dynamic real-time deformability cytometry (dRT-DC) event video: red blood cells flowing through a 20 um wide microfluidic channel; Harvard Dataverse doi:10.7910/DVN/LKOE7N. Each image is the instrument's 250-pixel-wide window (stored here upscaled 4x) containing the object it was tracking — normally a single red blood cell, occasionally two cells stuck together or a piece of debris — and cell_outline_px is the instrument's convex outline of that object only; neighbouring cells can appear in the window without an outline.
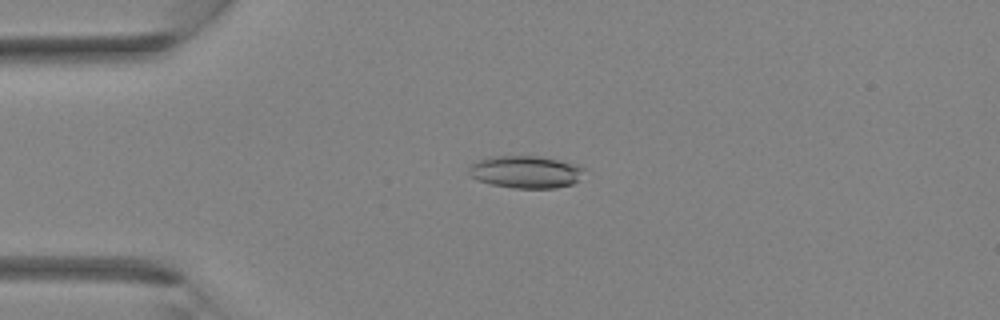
{"species": "Egyptian fruit bat (a non-hibernating species)", "species_latin": "Rousettus aegyptiacus", "temperature_condition": "room temperature", "stored_images_in_passage": 35, "camera_frame_rate_fps": 3000, "um_per_image_px": 0.085, "animal": {"sex": "female"}, "frame": {"image": 1, "passage_image": 8, "time_ms": 2.333, "image_size_px": [1000, 320], "cell_outline_px": [[584, 168], [576, 180], [572, 184], [556, 188], [512, 188], [492, 184], [468, 176], [468, 168], [472, 164], [480, 160], [496, 156], [536, 156], [576, 164]], "centroid_in_image_um": [44.64, 14.62], "position_along_channel_um": 40.4, "area_um2": 21.33}}
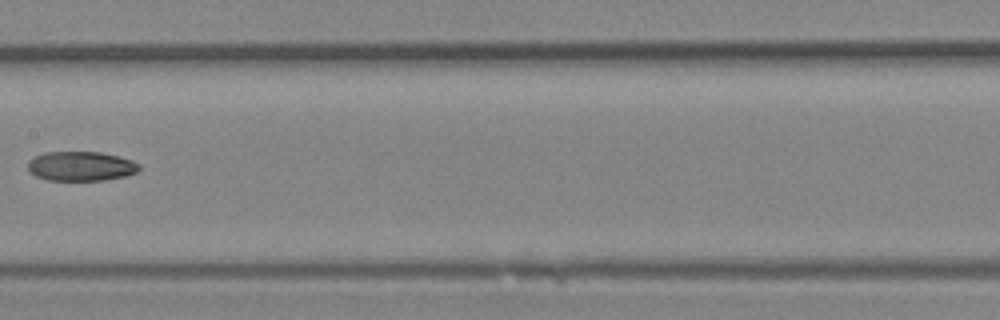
{"frame": {"image": 2, "passage_image": 18, "time_ms": 5.667, "image_size_px": [1000, 320], "cell_outline_px": [[140, 168], [136, 172], [124, 176], [104, 180], [48, 180], [36, 176], [28, 172], [28, 160], [44, 152], [100, 152], [120, 156], [132, 160], [140, 164]], "centroid_in_image_um": [6.87, 14.12], "position_along_channel_um": 200.5, "area_um2": 19.19}}
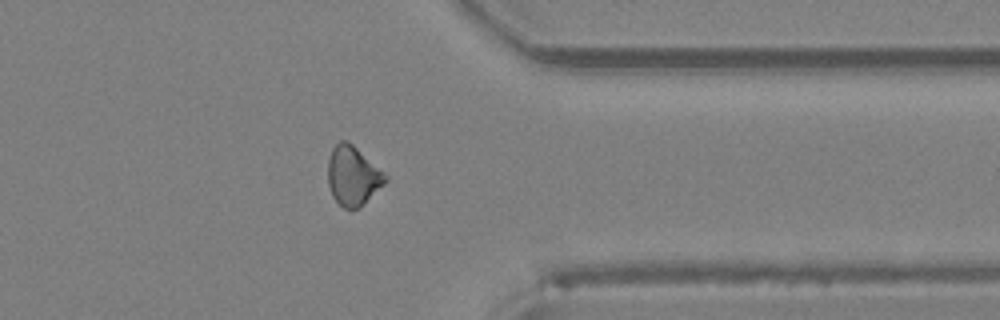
{"frame": {"image": 3, "passage_image": 28, "time_ms": 9.0, "image_size_px": [1000, 320], "cell_outline_px": [[388, 180], [360, 208], [352, 212], [344, 208], [332, 196], [328, 184], [328, 160], [332, 148], [340, 140], [348, 140], [384, 172], [388, 176]], "centroid_in_image_um": [29.99, 14.97], "position_along_channel_um": 381.4, "area_um2": 20.06}}